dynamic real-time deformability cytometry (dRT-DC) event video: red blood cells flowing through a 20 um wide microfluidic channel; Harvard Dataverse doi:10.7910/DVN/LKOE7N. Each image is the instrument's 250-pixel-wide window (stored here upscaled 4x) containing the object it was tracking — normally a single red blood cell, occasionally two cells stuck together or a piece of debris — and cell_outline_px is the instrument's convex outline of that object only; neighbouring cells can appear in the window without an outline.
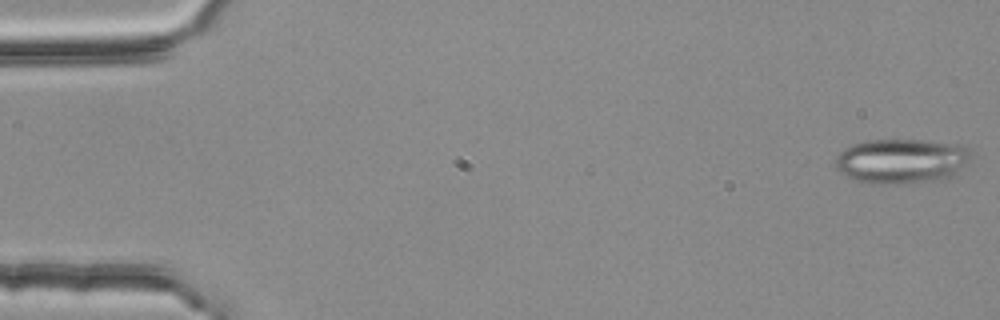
{"species": "common noctule bat (a hibernating species)", "species_latin": "Nyctalus noctula", "temperature_condition": "room temperature", "stored_images_in_passage": 4, "camera_frame_rate_fps": 3000, "um_per_image_px": 0.085, "animal": {"sex": "female", "body_mass_g": 25.1}, "frame": {"image": 1, "passage_image": 1, "time_ms": 0.0, "image_size_px": [1000, 320], "cell_outline_px": [[972, 148], [968, 164], [960, 176], [940, 180], [900, 184], [876, 184], [856, 180], [840, 172], [836, 168], [836, 156], [844, 148], [852, 144], [864, 140], [924, 140], [960, 144]], "centroid_in_image_um": [76.73, 13.69], "position_along_channel_um": 8.3, "area_um2": 36.3}}